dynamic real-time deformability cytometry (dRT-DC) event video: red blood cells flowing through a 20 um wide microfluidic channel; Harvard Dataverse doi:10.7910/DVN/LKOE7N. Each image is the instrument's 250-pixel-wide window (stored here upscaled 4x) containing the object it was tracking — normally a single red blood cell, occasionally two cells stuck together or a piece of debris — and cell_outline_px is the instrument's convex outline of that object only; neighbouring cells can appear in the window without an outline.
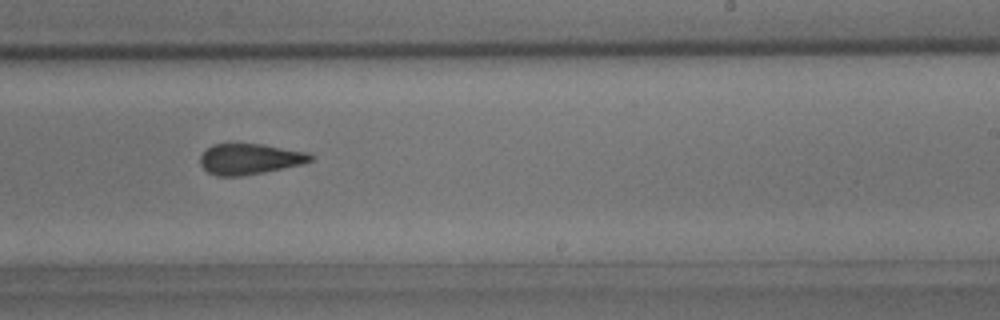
{"species": "common noctule bat (a hibernating species)", "species_latin": "Nyctalus noctula", "temperature_condition": "room temperature", "stored_images_in_passage": 31, "camera_frame_rate_fps": 3000, "um_per_image_px": 0.085, "animal": {"sex": "male", "body_mass_g": 15.6}, "frame": {"image": 1, "passage_image": 18, "time_ms": 5.667, "image_size_px": [1000, 320], "cell_outline_px": [[316, 156], [312, 160], [304, 164], [264, 172], [240, 176], [216, 176], [208, 172], [200, 164], [200, 156], [212, 144], [260, 144], [308, 152]], "centroid_in_image_um": [21.26, 13.52], "position_along_channel_um": 267.7, "area_um2": 19.77}}